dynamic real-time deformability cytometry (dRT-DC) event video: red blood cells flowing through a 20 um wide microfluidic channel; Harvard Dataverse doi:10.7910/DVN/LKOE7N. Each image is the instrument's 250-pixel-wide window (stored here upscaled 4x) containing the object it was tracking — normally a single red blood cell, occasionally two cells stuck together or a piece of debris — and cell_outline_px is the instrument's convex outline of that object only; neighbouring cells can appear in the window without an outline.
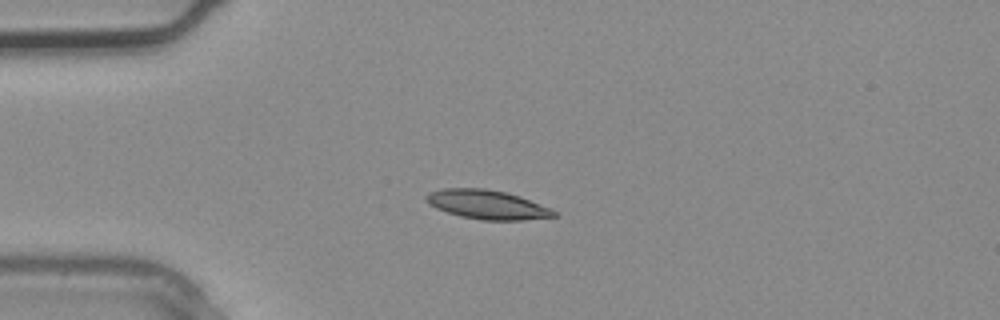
{"species": "common noctule bat (a hibernating species)", "species_latin": "Nyctalus noctula", "temperature_condition": "warm", "stored_images_in_passage": 3, "camera_frame_rate_fps": 3000, "um_per_image_px": 0.085, "animal": {"sex": "male", "body_mass_g": 20.4}, "frame": {"image": 1, "passage_image": 3, "time_ms": 0.667, "image_size_px": [1000, 320], "cell_outline_px": [[556, 216], [520, 220], [480, 220], [460, 216], [436, 208], [428, 204], [424, 200], [424, 196], [428, 192], [444, 188], [484, 188], [504, 192], [520, 196], [548, 208], [556, 212]], "centroid_in_image_um": [41.32, 17.38], "position_along_channel_um": 43.7, "area_um2": 21.5}}